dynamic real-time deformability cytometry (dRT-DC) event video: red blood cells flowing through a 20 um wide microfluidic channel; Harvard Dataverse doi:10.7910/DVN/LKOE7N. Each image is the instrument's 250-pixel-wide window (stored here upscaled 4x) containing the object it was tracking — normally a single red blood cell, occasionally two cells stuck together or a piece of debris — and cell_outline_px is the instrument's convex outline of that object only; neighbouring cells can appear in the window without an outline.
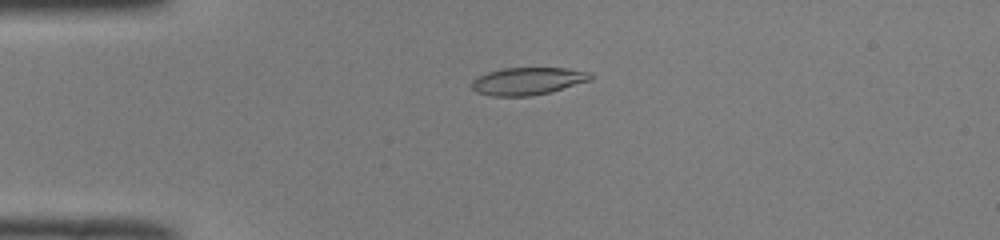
{"species": "common noctule bat (a hibernating species)", "species_latin": "Nyctalus noctula", "temperature_condition": "room temperature", "stored_images_in_passage": 51, "camera_frame_rate_fps": 3000, "um_per_image_px": 0.085, "animal": {"sex": "male", "body_mass_g": 19.0, "forearm_length_mm": 50.8}, "frame": {"image": 1, "passage_image": 13, "time_ms": 4.0, "image_size_px": [1000, 240], "cell_outline_px": [[592, 80], [552, 92], [532, 96], [492, 96], [476, 92], [472, 88], [472, 80], [476, 76], [488, 72], [504, 68], [568, 68], [592, 72]], "centroid_in_image_um": [44.89, 6.89], "position_along_channel_um": 40.1, "area_um2": 19.31}}
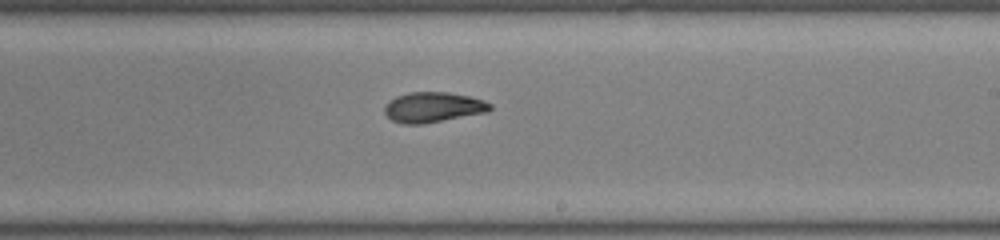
{"frame": {"image": 2, "passage_image": 31, "time_ms": 10.0, "image_size_px": [1000, 240], "cell_outline_px": [[492, 108], [488, 112], [420, 124], [404, 124], [392, 120], [384, 112], [384, 104], [388, 100], [396, 96], [408, 92], [448, 92], [468, 96], [484, 100], [492, 104]], "centroid_in_image_um": [36.79, 9.1], "position_along_channel_um": 252.2, "area_um2": 18.61}}
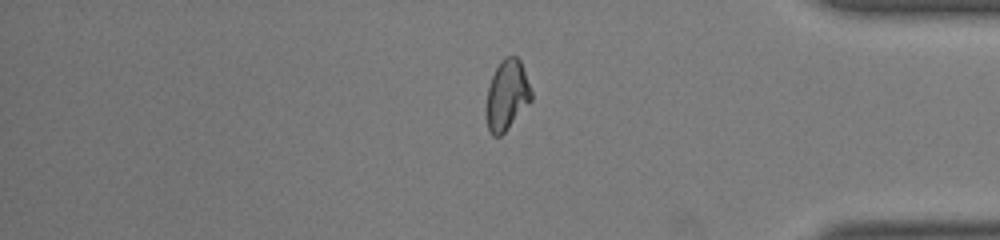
{"frame": {"image": 3, "passage_image": 43, "time_ms": 14.0, "image_size_px": [1000, 240], "cell_outline_px": [[532, 100], [508, 128], [500, 136], [492, 136], [488, 132], [484, 112], [484, 108], [488, 88], [492, 76], [500, 60], [504, 56], [516, 56], [520, 60], [532, 92]], "centroid_in_image_um": [43.05, 8.11], "position_along_channel_um": 392.2, "area_um2": 18.73}, "authors_computed_cell_mechanics": {"area_um2": 18.9006, "velocity_mm_per_s": 4.0441, "shape_relaxation_time_tau1_ms": 7.7788, "shape_relaxation_time_tau2_ms": 2.1934, "deformation_change_tau1": 0.2337, "deformation_change_tau2": 0.0794}}